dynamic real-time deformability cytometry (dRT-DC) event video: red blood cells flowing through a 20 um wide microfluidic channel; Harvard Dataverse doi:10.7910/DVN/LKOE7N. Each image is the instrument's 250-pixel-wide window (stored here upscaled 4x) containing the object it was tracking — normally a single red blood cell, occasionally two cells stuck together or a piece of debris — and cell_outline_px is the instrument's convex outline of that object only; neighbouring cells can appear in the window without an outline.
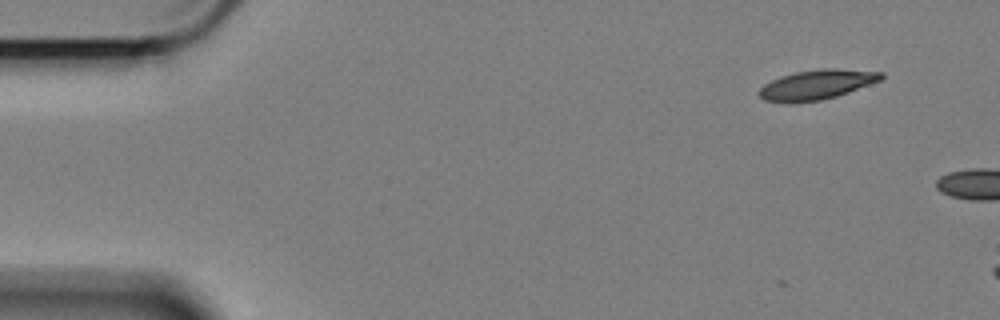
{"species": "Egyptian fruit bat (a non-hibernating species)", "species_latin": "Rousettus aegyptiacus", "temperature_condition": "cold", "stored_images_in_passage": 4, "camera_frame_rate_fps": 3000, "um_per_image_px": 0.085, "animal": {"sex": "female"}, "frame": {"image": 1, "passage_image": 1, "time_ms": 0.0, "image_size_px": [1000, 320], "cell_outline_px": [[884, 76], [880, 80], [848, 92], [836, 96], [820, 100], [764, 100], [756, 92], [764, 84], [780, 76], [796, 72], [820, 68], [836, 68], [884, 72]], "centroid_in_image_um": [69.46, 7.14], "position_along_channel_um": 15.5, "area_um2": 20.46}}